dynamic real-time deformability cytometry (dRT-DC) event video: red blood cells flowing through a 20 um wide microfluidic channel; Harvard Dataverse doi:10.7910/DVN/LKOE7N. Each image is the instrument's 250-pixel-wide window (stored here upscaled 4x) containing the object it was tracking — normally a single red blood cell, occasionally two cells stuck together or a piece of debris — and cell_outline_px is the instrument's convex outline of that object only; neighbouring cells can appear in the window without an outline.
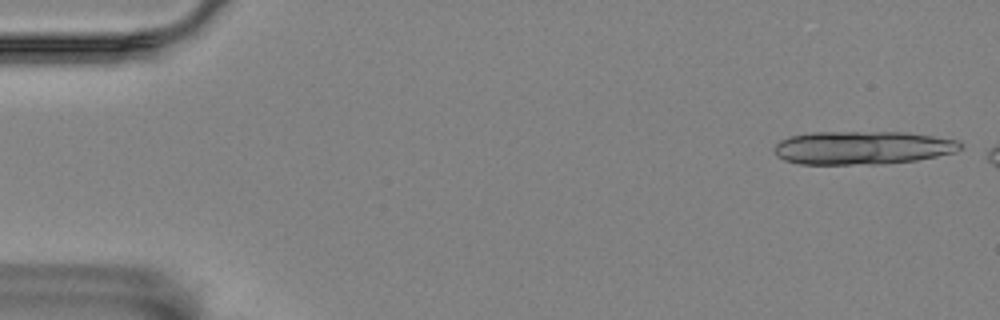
{"species": "Egyptian fruit bat (a non-hibernating species)", "species_latin": "Rousettus aegyptiacus", "temperature_condition": "room temperature", "stored_images_in_passage": 8, "camera_frame_rate_fps": 3000, "um_per_image_px": 0.085, "animal": {"sex": "female"}, "frame": {"image": 1, "passage_image": 2, "time_ms": 0.333, "image_size_px": [1000, 320], "cell_outline_px": [[964, 148], [956, 152], [916, 160], [884, 164], [800, 164], [784, 160], [776, 156], [772, 148], [780, 140], [788, 136], [812, 132], [908, 132], [956, 140], [964, 144]], "centroid_in_image_um": [73.29, 12.55], "position_along_channel_um": 11.7, "area_um2": 36.53}}